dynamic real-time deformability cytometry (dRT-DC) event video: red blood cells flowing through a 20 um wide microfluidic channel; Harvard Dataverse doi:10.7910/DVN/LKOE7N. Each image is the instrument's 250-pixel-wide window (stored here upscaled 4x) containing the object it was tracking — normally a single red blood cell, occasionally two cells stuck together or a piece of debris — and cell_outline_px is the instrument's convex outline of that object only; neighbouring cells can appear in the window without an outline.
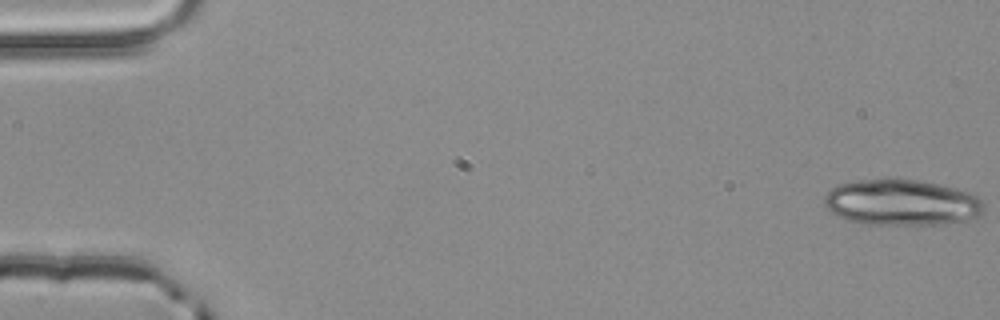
{"species": "common noctule bat (a hibernating species)", "species_latin": "Nyctalus noctula", "temperature_condition": "room temperature", "stored_images_in_passage": 4, "camera_frame_rate_fps": 3000, "um_per_image_px": 0.085, "animal": {"sex": "male", "body_mass_g": 20.4}, "frame": {"image": 1, "passage_image": 1, "time_ms": 0.0, "image_size_px": [1000, 320], "cell_outline_px": [[984, 212], [980, 216], [964, 220], [936, 224], [864, 224], [848, 220], [836, 216], [824, 204], [824, 196], [836, 184], [856, 180], [884, 176], [888, 176], [920, 180], [956, 188], [972, 192], [984, 204]], "centroid_in_image_um": [76.61, 17.17], "position_along_channel_um": 8.4, "area_um2": 43.58}}